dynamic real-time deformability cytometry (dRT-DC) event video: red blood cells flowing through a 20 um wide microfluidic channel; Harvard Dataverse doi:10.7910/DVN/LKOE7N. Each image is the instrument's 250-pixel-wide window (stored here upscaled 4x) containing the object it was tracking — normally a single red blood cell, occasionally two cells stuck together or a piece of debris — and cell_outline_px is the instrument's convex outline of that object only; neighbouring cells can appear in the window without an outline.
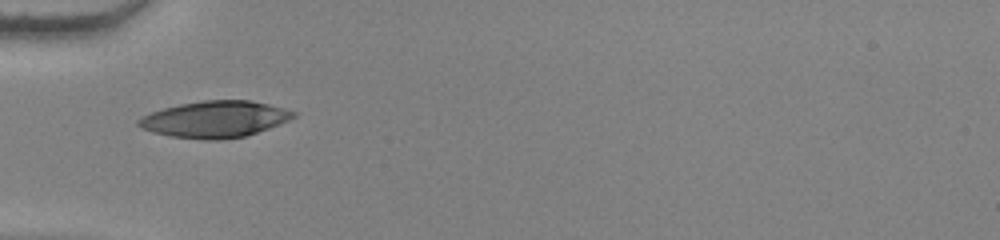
{"species": "human", "species_latin": "Homo sapiens", "temperature_condition": "warm", "stored_images_in_passage": 36, "camera_frame_rate_fps": 3000, "um_per_image_px": 0.085, "donor": {"sex": "female"}, "frame": {"image": 1, "passage_image": 1, "time_ms": 0.0, "image_size_px": [1000, 240], "cell_outline_px": [[296, 116], [280, 124], [244, 136], [220, 140], [204, 140], [172, 136], [152, 132], [136, 124], [136, 120], [140, 116], [164, 108], [180, 104], [204, 100], [248, 100], [268, 104], [284, 108], [296, 112]], "centroid_in_image_um": [18.25, 10.13], "position_along_channel_um": 66.7, "area_um2": 32.77}}
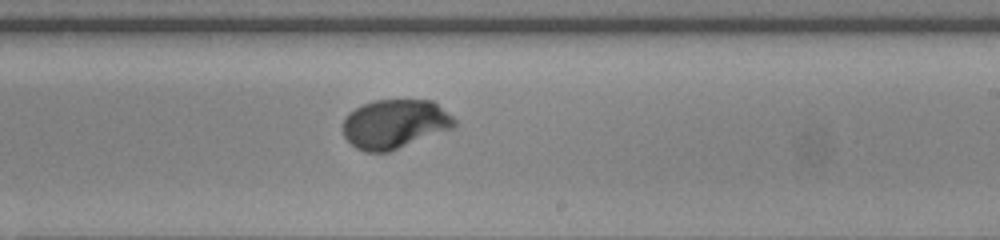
{"frame": {"image": 2, "passage_image": 16, "time_ms": 5.0, "image_size_px": [1000, 240], "cell_outline_px": [[456, 124], [452, 128], [388, 152], [364, 152], [356, 148], [344, 136], [344, 120], [348, 112], [364, 104], [376, 100], [432, 100], [452, 116], [456, 120]], "centroid_in_image_um": [33.54, 10.54], "position_along_channel_um": 255.5, "area_um2": 31.56}}
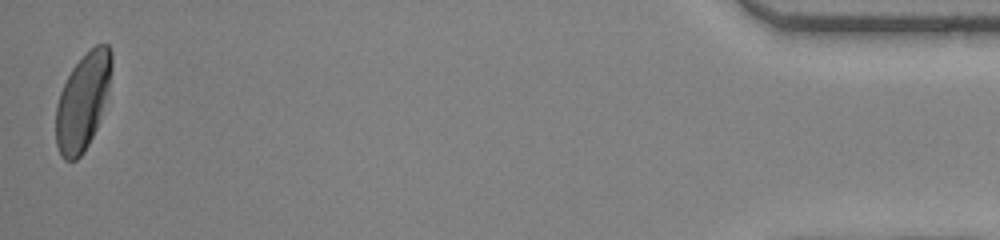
{"frame": {"image": 3, "passage_image": 36, "time_ms": 11.667, "image_size_px": [1000, 240], "cell_outline_px": [[112, 68], [108, 88], [96, 128], [84, 152], [76, 160], [64, 160], [60, 156], [56, 144], [56, 104], [60, 92], [72, 68], [96, 44], [108, 44], [112, 52]], "centroid_in_image_um": [7.02, 8.64], "position_along_channel_um": 428.2, "area_um2": 30.87}, "authors_computed_cell_mechanics": {"area_um2": 31.8189, "velocity_mm_per_s": 3.8224, "shape_relaxation_time_tau1_ms": 2.7244, "shape_relaxation_time_tau2_ms": null, "deformation_change_tau1": 0.1972, "deformation_change_tau2": null}}